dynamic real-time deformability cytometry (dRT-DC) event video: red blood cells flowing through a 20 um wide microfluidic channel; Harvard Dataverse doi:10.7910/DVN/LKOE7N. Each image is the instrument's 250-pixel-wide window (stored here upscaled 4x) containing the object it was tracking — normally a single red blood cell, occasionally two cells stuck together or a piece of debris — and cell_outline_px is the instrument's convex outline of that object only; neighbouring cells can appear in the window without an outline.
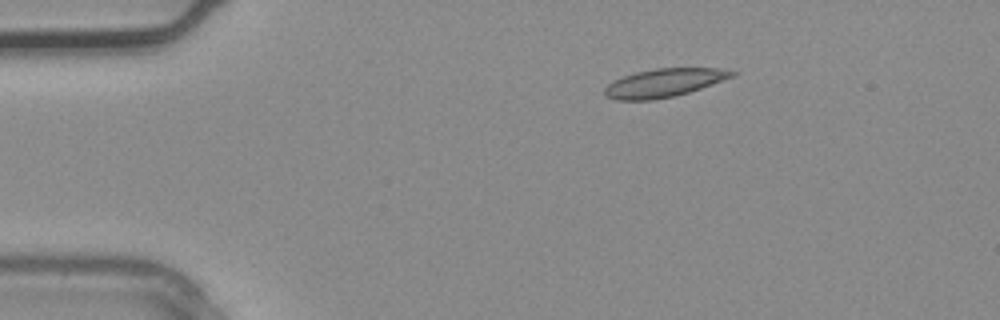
{"species": "common noctule bat (a hibernating species)", "species_latin": "Nyctalus noctula", "temperature_condition": "warm", "stored_images_in_passage": 3, "camera_frame_rate_fps": 3000, "um_per_image_px": 0.085, "animal": {"sex": "male", "body_mass_g": 20.4}, "frame": {"image": 1, "passage_image": 2, "time_ms": 0.333, "image_size_px": [1000, 320], "cell_outline_px": [[740, 72], [732, 76], [700, 88], [676, 96], [652, 100], [616, 100], [604, 96], [604, 88], [608, 84], [624, 76], [636, 72], [656, 68], [720, 68]], "centroid_in_image_um": [56.41, 7.04], "position_along_channel_um": 28.6, "area_um2": 20.87}}